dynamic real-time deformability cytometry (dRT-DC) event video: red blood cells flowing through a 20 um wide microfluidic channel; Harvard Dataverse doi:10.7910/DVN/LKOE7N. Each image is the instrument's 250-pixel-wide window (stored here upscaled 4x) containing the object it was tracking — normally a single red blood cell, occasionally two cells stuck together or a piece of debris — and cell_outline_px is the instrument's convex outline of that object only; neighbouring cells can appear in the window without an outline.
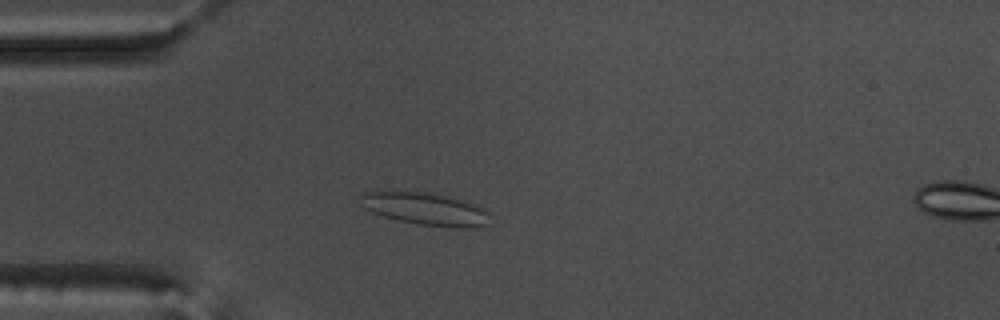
{"species": "common noctule bat (a hibernating species)", "species_latin": "Nyctalus noctula", "temperature_condition": "warm", "stored_images_in_passage": 52, "camera_frame_rate_fps": 3000, "um_per_image_px": 0.085, "animal": {"sex": "male", "body_mass_g": 17.5, "forearm_length_mm": 52.3}, "frame": {"image": 1, "passage_image": 12, "time_ms": 3.667, "image_size_px": [1000, 320], "cell_outline_px": [[488, 212], [484, 224], [476, 228], [464, 228], [416, 224], [384, 216], [372, 212], [364, 208], [364, 192], [376, 188], [392, 188], [424, 192], [448, 196], [464, 200], [484, 208]], "centroid_in_image_um": [36.08, 17.7], "position_along_channel_um": 48.9, "area_um2": 24.85}}
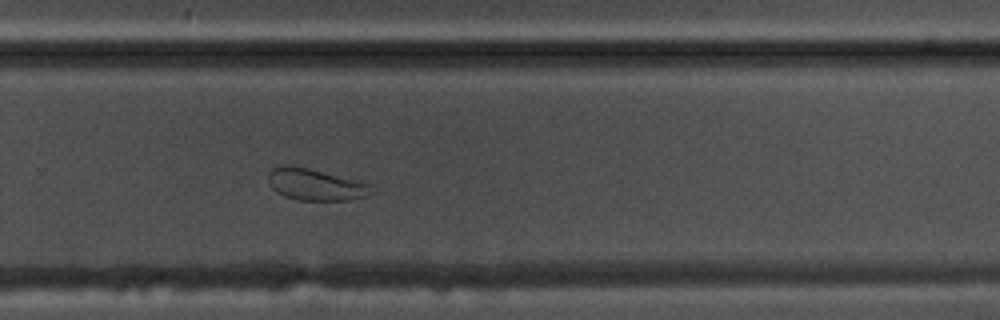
{"frame": {"image": 2, "passage_image": 34, "time_ms": 11.0, "image_size_px": [1000, 320], "cell_outline_px": [[376, 192], [364, 196], [348, 200], [300, 200], [284, 196], [276, 192], [268, 184], [268, 172], [272, 168], [284, 164], [292, 164], [356, 180], [368, 184]], "centroid_in_image_um": [26.75, 15.67], "position_along_channel_um": 303.0, "area_um2": 19.07}}
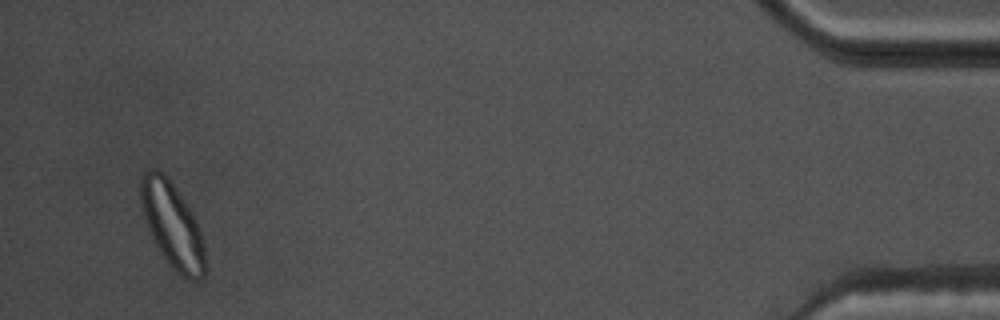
{"frame": {"image": 3, "passage_image": 50, "time_ms": 16.333, "image_size_px": [1000, 320], "cell_outline_px": [[208, 268], [204, 276], [200, 280], [188, 280], [176, 272], [168, 264], [160, 252], [148, 228], [140, 204], [140, 176], [148, 168], [156, 168], [164, 172], [184, 200], [192, 212], [196, 220], [204, 244]], "centroid_in_image_um": [14.66, 19.15], "position_along_channel_um": 420.5, "area_um2": 32.48}, "authors_computed_cell_mechanics": {"area_um2": 24.7962, "velocity_mm_per_s": 3.6549, "shape_relaxation_time_tau1_ms": null, "shape_relaxation_time_tau2_ms": 1.3934, "deformation_change_tau1": null, "deformation_change_tau2": 0.0675}}